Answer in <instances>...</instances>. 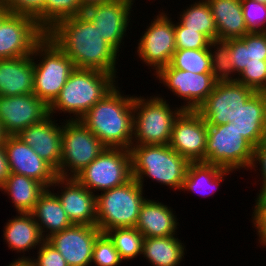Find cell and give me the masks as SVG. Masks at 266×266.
Instances as JSON below:
<instances>
[{"instance_id":"36","label":"cell","mask_w":266,"mask_h":266,"mask_svg":"<svg viewBox=\"0 0 266 266\" xmlns=\"http://www.w3.org/2000/svg\"><path fill=\"white\" fill-rule=\"evenodd\" d=\"M80 0H46L43 9V31L46 33L62 19L84 14Z\"/></svg>"},{"instance_id":"41","label":"cell","mask_w":266,"mask_h":266,"mask_svg":"<svg viewBox=\"0 0 266 266\" xmlns=\"http://www.w3.org/2000/svg\"><path fill=\"white\" fill-rule=\"evenodd\" d=\"M236 81L256 92H266V60L262 64H247Z\"/></svg>"},{"instance_id":"5","label":"cell","mask_w":266,"mask_h":266,"mask_svg":"<svg viewBox=\"0 0 266 266\" xmlns=\"http://www.w3.org/2000/svg\"><path fill=\"white\" fill-rule=\"evenodd\" d=\"M173 109L165 98L134 96V121L132 145H168L174 122L183 111Z\"/></svg>"},{"instance_id":"7","label":"cell","mask_w":266,"mask_h":266,"mask_svg":"<svg viewBox=\"0 0 266 266\" xmlns=\"http://www.w3.org/2000/svg\"><path fill=\"white\" fill-rule=\"evenodd\" d=\"M144 188L132 178L122 186L96 193V226L102 233L115 228L135 227L146 200Z\"/></svg>"},{"instance_id":"8","label":"cell","mask_w":266,"mask_h":266,"mask_svg":"<svg viewBox=\"0 0 266 266\" xmlns=\"http://www.w3.org/2000/svg\"><path fill=\"white\" fill-rule=\"evenodd\" d=\"M253 154L254 146L232 122L218 126L207 125L205 162L233 171L243 168L247 171L252 165Z\"/></svg>"},{"instance_id":"2","label":"cell","mask_w":266,"mask_h":266,"mask_svg":"<svg viewBox=\"0 0 266 266\" xmlns=\"http://www.w3.org/2000/svg\"><path fill=\"white\" fill-rule=\"evenodd\" d=\"M117 84L80 121L108 148L130 149L133 139L134 95Z\"/></svg>"},{"instance_id":"39","label":"cell","mask_w":266,"mask_h":266,"mask_svg":"<svg viewBox=\"0 0 266 266\" xmlns=\"http://www.w3.org/2000/svg\"><path fill=\"white\" fill-rule=\"evenodd\" d=\"M244 20L250 32H266V4L241 0Z\"/></svg>"},{"instance_id":"19","label":"cell","mask_w":266,"mask_h":266,"mask_svg":"<svg viewBox=\"0 0 266 266\" xmlns=\"http://www.w3.org/2000/svg\"><path fill=\"white\" fill-rule=\"evenodd\" d=\"M10 173L24 175L37 180L46 188L58 177L56 170L40 158L34 150L17 135L7 136L3 145Z\"/></svg>"},{"instance_id":"49","label":"cell","mask_w":266,"mask_h":266,"mask_svg":"<svg viewBox=\"0 0 266 266\" xmlns=\"http://www.w3.org/2000/svg\"><path fill=\"white\" fill-rule=\"evenodd\" d=\"M18 266H30L27 260H18Z\"/></svg>"},{"instance_id":"48","label":"cell","mask_w":266,"mask_h":266,"mask_svg":"<svg viewBox=\"0 0 266 266\" xmlns=\"http://www.w3.org/2000/svg\"><path fill=\"white\" fill-rule=\"evenodd\" d=\"M6 137L7 135L5 134L4 129L0 123V145H4Z\"/></svg>"},{"instance_id":"4","label":"cell","mask_w":266,"mask_h":266,"mask_svg":"<svg viewBox=\"0 0 266 266\" xmlns=\"http://www.w3.org/2000/svg\"><path fill=\"white\" fill-rule=\"evenodd\" d=\"M132 178L144 188L148 177L160 185L181 190L190 162L169 145H131Z\"/></svg>"},{"instance_id":"16","label":"cell","mask_w":266,"mask_h":266,"mask_svg":"<svg viewBox=\"0 0 266 266\" xmlns=\"http://www.w3.org/2000/svg\"><path fill=\"white\" fill-rule=\"evenodd\" d=\"M133 4L131 0H112L91 5L84 11L86 17L92 21L100 32V37L108 42L118 53L120 52L119 48H122L121 45H124L123 40L129 29Z\"/></svg>"},{"instance_id":"45","label":"cell","mask_w":266,"mask_h":266,"mask_svg":"<svg viewBox=\"0 0 266 266\" xmlns=\"http://www.w3.org/2000/svg\"><path fill=\"white\" fill-rule=\"evenodd\" d=\"M7 157L3 145H0V188L9 175Z\"/></svg>"},{"instance_id":"25","label":"cell","mask_w":266,"mask_h":266,"mask_svg":"<svg viewBox=\"0 0 266 266\" xmlns=\"http://www.w3.org/2000/svg\"><path fill=\"white\" fill-rule=\"evenodd\" d=\"M242 136L256 147L266 138V92H256L232 122Z\"/></svg>"},{"instance_id":"11","label":"cell","mask_w":266,"mask_h":266,"mask_svg":"<svg viewBox=\"0 0 266 266\" xmlns=\"http://www.w3.org/2000/svg\"><path fill=\"white\" fill-rule=\"evenodd\" d=\"M158 12L140 36L135 52L148 69L155 70L154 73L169 65L176 51L174 22L165 11Z\"/></svg>"},{"instance_id":"22","label":"cell","mask_w":266,"mask_h":266,"mask_svg":"<svg viewBox=\"0 0 266 266\" xmlns=\"http://www.w3.org/2000/svg\"><path fill=\"white\" fill-rule=\"evenodd\" d=\"M176 211L164 203L146 198L140 207L135 228L145 237L176 236L178 218Z\"/></svg>"},{"instance_id":"51","label":"cell","mask_w":266,"mask_h":266,"mask_svg":"<svg viewBox=\"0 0 266 266\" xmlns=\"http://www.w3.org/2000/svg\"><path fill=\"white\" fill-rule=\"evenodd\" d=\"M253 1L266 4V0H253Z\"/></svg>"},{"instance_id":"42","label":"cell","mask_w":266,"mask_h":266,"mask_svg":"<svg viewBox=\"0 0 266 266\" xmlns=\"http://www.w3.org/2000/svg\"><path fill=\"white\" fill-rule=\"evenodd\" d=\"M37 258L27 256L30 266H68L64 257L46 239L37 250Z\"/></svg>"},{"instance_id":"12","label":"cell","mask_w":266,"mask_h":266,"mask_svg":"<svg viewBox=\"0 0 266 266\" xmlns=\"http://www.w3.org/2000/svg\"><path fill=\"white\" fill-rule=\"evenodd\" d=\"M256 93L237 81L216 83L210 95L197 108L207 125L233 122L240 108Z\"/></svg>"},{"instance_id":"31","label":"cell","mask_w":266,"mask_h":266,"mask_svg":"<svg viewBox=\"0 0 266 266\" xmlns=\"http://www.w3.org/2000/svg\"><path fill=\"white\" fill-rule=\"evenodd\" d=\"M186 248L177 236L145 237L141 256L152 266H178Z\"/></svg>"},{"instance_id":"20","label":"cell","mask_w":266,"mask_h":266,"mask_svg":"<svg viewBox=\"0 0 266 266\" xmlns=\"http://www.w3.org/2000/svg\"><path fill=\"white\" fill-rule=\"evenodd\" d=\"M57 186L55 194L72 224L96 226V195L75 178L57 177L50 189Z\"/></svg>"},{"instance_id":"46","label":"cell","mask_w":266,"mask_h":266,"mask_svg":"<svg viewBox=\"0 0 266 266\" xmlns=\"http://www.w3.org/2000/svg\"><path fill=\"white\" fill-rule=\"evenodd\" d=\"M109 1H112V0H80L81 5L84 9H86L87 7L91 5L101 4V3H105Z\"/></svg>"},{"instance_id":"6","label":"cell","mask_w":266,"mask_h":266,"mask_svg":"<svg viewBox=\"0 0 266 266\" xmlns=\"http://www.w3.org/2000/svg\"><path fill=\"white\" fill-rule=\"evenodd\" d=\"M32 58L33 94L50 106L76 68L73 61L46 35L34 46Z\"/></svg>"},{"instance_id":"21","label":"cell","mask_w":266,"mask_h":266,"mask_svg":"<svg viewBox=\"0 0 266 266\" xmlns=\"http://www.w3.org/2000/svg\"><path fill=\"white\" fill-rule=\"evenodd\" d=\"M49 115L39 123L23 129L17 136L56 171L62 155V123ZM61 124V125H58Z\"/></svg>"},{"instance_id":"10","label":"cell","mask_w":266,"mask_h":266,"mask_svg":"<svg viewBox=\"0 0 266 266\" xmlns=\"http://www.w3.org/2000/svg\"><path fill=\"white\" fill-rule=\"evenodd\" d=\"M74 178L94 194L124 185L132 179L130 149L106 147Z\"/></svg>"},{"instance_id":"18","label":"cell","mask_w":266,"mask_h":266,"mask_svg":"<svg viewBox=\"0 0 266 266\" xmlns=\"http://www.w3.org/2000/svg\"><path fill=\"white\" fill-rule=\"evenodd\" d=\"M97 226L75 225L52 234L46 240L64 257L68 266H91Z\"/></svg>"},{"instance_id":"43","label":"cell","mask_w":266,"mask_h":266,"mask_svg":"<svg viewBox=\"0 0 266 266\" xmlns=\"http://www.w3.org/2000/svg\"><path fill=\"white\" fill-rule=\"evenodd\" d=\"M255 200L254 209L252 212V225L257 229L258 243L262 247H266V193L258 194Z\"/></svg>"},{"instance_id":"24","label":"cell","mask_w":266,"mask_h":266,"mask_svg":"<svg viewBox=\"0 0 266 266\" xmlns=\"http://www.w3.org/2000/svg\"><path fill=\"white\" fill-rule=\"evenodd\" d=\"M13 217L3 228V240L12 252L23 253L17 260H27L25 252L36 249V246L38 249L45 239L31 213H18Z\"/></svg>"},{"instance_id":"14","label":"cell","mask_w":266,"mask_h":266,"mask_svg":"<svg viewBox=\"0 0 266 266\" xmlns=\"http://www.w3.org/2000/svg\"><path fill=\"white\" fill-rule=\"evenodd\" d=\"M45 35L33 18L10 13L0 24V59L32 55Z\"/></svg>"},{"instance_id":"47","label":"cell","mask_w":266,"mask_h":266,"mask_svg":"<svg viewBox=\"0 0 266 266\" xmlns=\"http://www.w3.org/2000/svg\"><path fill=\"white\" fill-rule=\"evenodd\" d=\"M11 12L5 6L3 2H0V24Z\"/></svg>"},{"instance_id":"1","label":"cell","mask_w":266,"mask_h":266,"mask_svg":"<svg viewBox=\"0 0 266 266\" xmlns=\"http://www.w3.org/2000/svg\"><path fill=\"white\" fill-rule=\"evenodd\" d=\"M46 36L73 61L75 68L100 70L116 77L120 53L100 37L85 14L60 20Z\"/></svg>"},{"instance_id":"40","label":"cell","mask_w":266,"mask_h":266,"mask_svg":"<svg viewBox=\"0 0 266 266\" xmlns=\"http://www.w3.org/2000/svg\"><path fill=\"white\" fill-rule=\"evenodd\" d=\"M12 14H21L33 18L43 30V9L46 0H2Z\"/></svg>"},{"instance_id":"44","label":"cell","mask_w":266,"mask_h":266,"mask_svg":"<svg viewBox=\"0 0 266 266\" xmlns=\"http://www.w3.org/2000/svg\"><path fill=\"white\" fill-rule=\"evenodd\" d=\"M259 162V163H258ZM259 167V171H261L262 186H260L259 194L266 193V138L262 140L256 147H254L253 161L252 165L249 168L250 170L254 169V171L258 170L256 168Z\"/></svg>"},{"instance_id":"37","label":"cell","mask_w":266,"mask_h":266,"mask_svg":"<svg viewBox=\"0 0 266 266\" xmlns=\"http://www.w3.org/2000/svg\"><path fill=\"white\" fill-rule=\"evenodd\" d=\"M92 264L95 266H118L123 260L109 237L102 233L95 241Z\"/></svg>"},{"instance_id":"33","label":"cell","mask_w":266,"mask_h":266,"mask_svg":"<svg viewBox=\"0 0 266 266\" xmlns=\"http://www.w3.org/2000/svg\"><path fill=\"white\" fill-rule=\"evenodd\" d=\"M105 234L113 242L124 262L141 255L144 236L135 227L115 228L106 231Z\"/></svg>"},{"instance_id":"23","label":"cell","mask_w":266,"mask_h":266,"mask_svg":"<svg viewBox=\"0 0 266 266\" xmlns=\"http://www.w3.org/2000/svg\"><path fill=\"white\" fill-rule=\"evenodd\" d=\"M33 76L32 55L0 59V96L33 93Z\"/></svg>"},{"instance_id":"35","label":"cell","mask_w":266,"mask_h":266,"mask_svg":"<svg viewBox=\"0 0 266 266\" xmlns=\"http://www.w3.org/2000/svg\"><path fill=\"white\" fill-rule=\"evenodd\" d=\"M214 50H213V49ZM212 76L216 83L234 82L235 71L230 60L229 40H213L209 45Z\"/></svg>"},{"instance_id":"30","label":"cell","mask_w":266,"mask_h":266,"mask_svg":"<svg viewBox=\"0 0 266 266\" xmlns=\"http://www.w3.org/2000/svg\"><path fill=\"white\" fill-rule=\"evenodd\" d=\"M0 190L11 196L17 213H31L46 187L33 178L9 173Z\"/></svg>"},{"instance_id":"29","label":"cell","mask_w":266,"mask_h":266,"mask_svg":"<svg viewBox=\"0 0 266 266\" xmlns=\"http://www.w3.org/2000/svg\"><path fill=\"white\" fill-rule=\"evenodd\" d=\"M229 50L236 81L247 64H262L266 60V32H250L242 38L229 39Z\"/></svg>"},{"instance_id":"3","label":"cell","mask_w":266,"mask_h":266,"mask_svg":"<svg viewBox=\"0 0 266 266\" xmlns=\"http://www.w3.org/2000/svg\"><path fill=\"white\" fill-rule=\"evenodd\" d=\"M116 78L100 70L76 68L70 74L59 96L49 106V114L54 117L57 112L69 113L68 120H80L118 84Z\"/></svg>"},{"instance_id":"32","label":"cell","mask_w":266,"mask_h":266,"mask_svg":"<svg viewBox=\"0 0 266 266\" xmlns=\"http://www.w3.org/2000/svg\"><path fill=\"white\" fill-rule=\"evenodd\" d=\"M179 22L188 29L198 30L211 41L217 39V27L206 0H197L179 13Z\"/></svg>"},{"instance_id":"26","label":"cell","mask_w":266,"mask_h":266,"mask_svg":"<svg viewBox=\"0 0 266 266\" xmlns=\"http://www.w3.org/2000/svg\"><path fill=\"white\" fill-rule=\"evenodd\" d=\"M217 27V39L242 38L250 33L244 20L241 0H206Z\"/></svg>"},{"instance_id":"15","label":"cell","mask_w":266,"mask_h":266,"mask_svg":"<svg viewBox=\"0 0 266 266\" xmlns=\"http://www.w3.org/2000/svg\"><path fill=\"white\" fill-rule=\"evenodd\" d=\"M207 123L196 110H183L176 118L169 146L189 162H205Z\"/></svg>"},{"instance_id":"13","label":"cell","mask_w":266,"mask_h":266,"mask_svg":"<svg viewBox=\"0 0 266 266\" xmlns=\"http://www.w3.org/2000/svg\"><path fill=\"white\" fill-rule=\"evenodd\" d=\"M153 75L173 95L184 101L181 106L183 110H197L210 95L216 84L212 73L197 74L172 68L170 65L160 68Z\"/></svg>"},{"instance_id":"27","label":"cell","mask_w":266,"mask_h":266,"mask_svg":"<svg viewBox=\"0 0 266 266\" xmlns=\"http://www.w3.org/2000/svg\"><path fill=\"white\" fill-rule=\"evenodd\" d=\"M55 189L51 191L50 188H46L39 196L31 212L44 239L73 225L64 211L59 198L54 193Z\"/></svg>"},{"instance_id":"34","label":"cell","mask_w":266,"mask_h":266,"mask_svg":"<svg viewBox=\"0 0 266 266\" xmlns=\"http://www.w3.org/2000/svg\"><path fill=\"white\" fill-rule=\"evenodd\" d=\"M172 68L192 73H211L209 49H176L169 64Z\"/></svg>"},{"instance_id":"17","label":"cell","mask_w":266,"mask_h":266,"mask_svg":"<svg viewBox=\"0 0 266 266\" xmlns=\"http://www.w3.org/2000/svg\"><path fill=\"white\" fill-rule=\"evenodd\" d=\"M49 115V106L33 93L0 96V123L7 136H16Z\"/></svg>"},{"instance_id":"50","label":"cell","mask_w":266,"mask_h":266,"mask_svg":"<svg viewBox=\"0 0 266 266\" xmlns=\"http://www.w3.org/2000/svg\"><path fill=\"white\" fill-rule=\"evenodd\" d=\"M7 266H18V260L15 258L14 261Z\"/></svg>"},{"instance_id":"38","label":"cell","mask_w":266,"mask_h":266,"mask_svg":"<svg viewBox=\"0 0 266 266\" xmlns=\"http://www.w3.org/2000/svg\"><path fill=\"white\" fill-rule=\"evenodd\" d=\"M176 49H209L211 40L198 30L188 29L179 21L174 23Z\"/></svg>"},{"instance_id":"28","label":"cell","mask_w":266,"mask_h":266,"mask_svg":"<svg viewBox=\"0 0 266 266\" xmlns=\"http://www.w3.org/2000/svg\"><path fill=\"white\" fill-rule=\"evenodd\" d=\"M233 172L207 162H190L181 190L208 197L217 192L224 177Z\"/></svg>"},{"instance_id":"9","label":"cell","mask_w":266,"mask_h":266,"mask_svg":"<svg viewBox=\"0 0 266 266\" xmlns=\"http://www.w3.org/2000/svg\"><path fill=\"white\" fill-rule=\"evenodd\" d=\"M58 177L74 178L106 148L80 120H63Z\"/></svg>"}]
</instances>
